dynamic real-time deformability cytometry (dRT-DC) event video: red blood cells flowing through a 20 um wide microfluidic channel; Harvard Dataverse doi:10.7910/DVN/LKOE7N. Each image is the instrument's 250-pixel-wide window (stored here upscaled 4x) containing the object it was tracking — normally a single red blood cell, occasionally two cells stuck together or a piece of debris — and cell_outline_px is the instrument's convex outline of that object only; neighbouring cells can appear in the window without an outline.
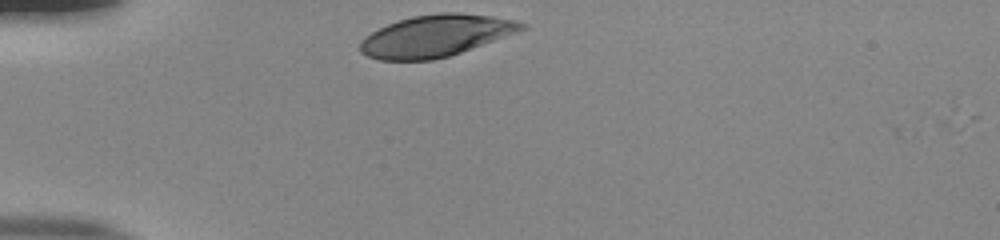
{"species": "human", "species_latin": "Homo sapiens", "temperature_condition": "room temperature", "stored_images_in_passage": 30, "camera_frame_rate_fps": 3000, "um_per_image_px": 0.085, "donor": {"sex": "male"}, "frame": {"image": 1, "passage_image": 1, "time_ms": 0.0, "image_size_px": [1000, 240], "cell_outline_px": [[528, 28], [460, 52], [448, 56], [432, 60], [380, 60], [368, 56], [360, 52], [360, 40], [364, 36], [388, 24], [412, 16], [440, 12], [456, 12], [492, 16], [516, 20], [528, 24]], "centroid_in_image_um": [37.04, 3.03], "position_along_channel_um": 48.0, "area_um2": 39.07}}
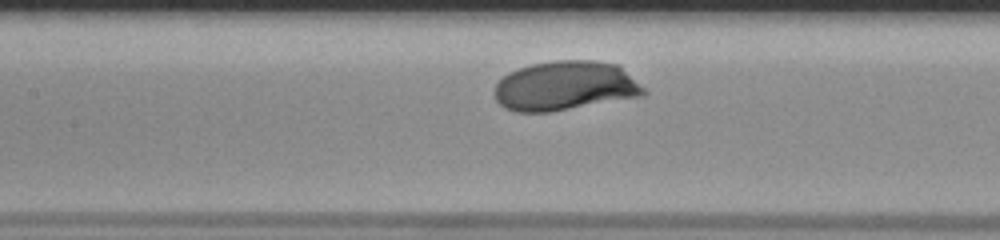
{"frame": {"image": 2, "passage_image": 12, "time_ms": 3.667, "image_size_px": [1000, 240], "cell_outline_px": [[648, 92], [644, 96], [548, 112], [516, 112], [504, 108], [496, 100], [492, 92], [496, 84], [508, 72], [532, 64], [556, 60], [592, 60], [620, 64]], "centroid_in_image_um": [48.05, 7.3], "position_along_channel_um": 159.4, "area_um2": 43.29}}
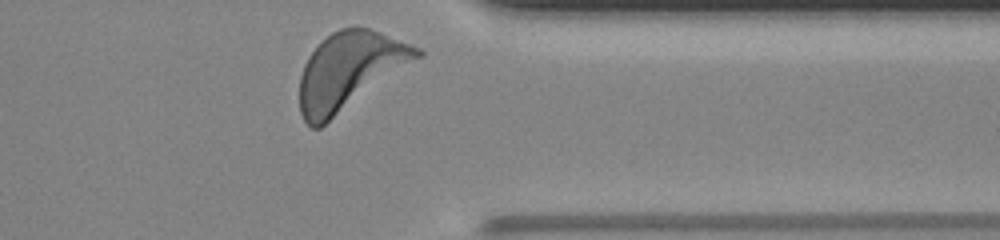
{"frame": {"image": 3, "passage_image": 30, "time_ms": 9.667, "image_size_px": [1000, 240], "cell_outline_px": [[424, 56], [320, 128], [312, 128], [304, 120], [300, 112], [300, 76], [304, 64], [308, 56], [332, 32], [340, 28], [368, 28], [380, 32], [420, 48], [424, 52]], "centroid_in_image_um": [29.74, 6.05], "position_along_channel_um": 381.7, "area_um2": 52.66}, "authors_computed_cell_mechanics": {"area_um2": 43.0032, "velocity_mm_per_s": 3.7819, "shape_relaxation_time_tau1_ms": 1.371, "shape_relaxation_time_tau2_ms": null, "deformation_change_tau1": 0.1374, "deformation_change_tau2": null}}